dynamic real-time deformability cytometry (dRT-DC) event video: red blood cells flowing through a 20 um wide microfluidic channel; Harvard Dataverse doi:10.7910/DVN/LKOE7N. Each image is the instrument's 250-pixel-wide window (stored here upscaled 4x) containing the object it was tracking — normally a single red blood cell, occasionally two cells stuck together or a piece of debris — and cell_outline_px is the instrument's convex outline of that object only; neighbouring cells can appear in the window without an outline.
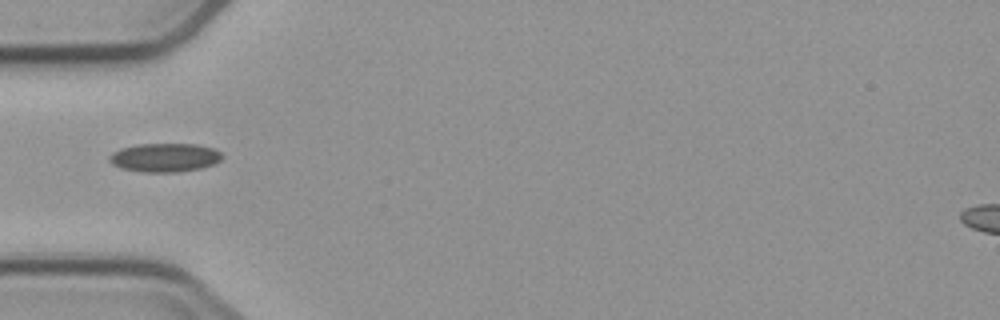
{"species": "common noctule bat (a hibernating species)", "species_latin": "Nyctalus noctula", "temperature_condition": "cold", "stored_images_in_passage": 1, "camera_frame_rate_fps": 3000, "um_per_image_px": 0.085, "animal": {"sex": "male", "body_mass_g": 23.1, "forearm_length_mm": 52.7}, "frame": {"image": 1, "passage_image": 1, "time_ms": 0.0, "image_size_px": [1000, 320], "cell_outline_px": [[224, 156], [220, 160], [212, 164], [200, 168], [176, 172], [144, 172], [120, 168], [112, 164], [108, 160], [108, 156], [112, 152], [120, 148], [140, 144], [196, 144], [212, 148], [220, 152]], "centroid_in_image_um": [13.96, 13.39], "position_along_channel_um": 71.0, "area_um2": 18.84}}